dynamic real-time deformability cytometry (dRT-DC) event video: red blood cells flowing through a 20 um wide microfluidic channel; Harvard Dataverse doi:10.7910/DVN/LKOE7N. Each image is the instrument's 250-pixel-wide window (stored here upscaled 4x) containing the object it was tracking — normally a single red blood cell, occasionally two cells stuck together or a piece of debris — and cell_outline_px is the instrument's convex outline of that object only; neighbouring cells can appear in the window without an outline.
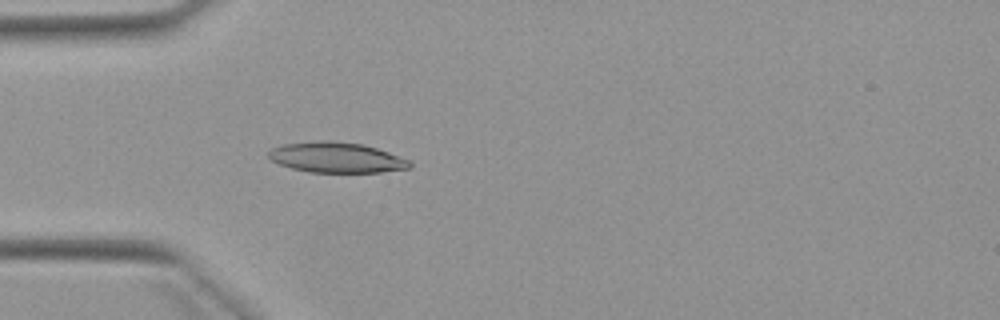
{"species": "Egyptian fruit bat (a non-hibernating species)", "species_latin": "Rousettus aegyptiacus", "temperature_condition": "warm", "stored_images_in_passage": 3, "camera_frame_rate_fps": 3000, "um_per_image_px": 0.085, "animal": {"sex": "female"}, "frame": {"image": 1, "passage_image": 3, "time_ms": 2.333, "image_size_px": [1000, 320], "cell_outline_px": [[412, 168], [380, 172], [308, 172], [292, 168], [280, 164], [272, 160], [268, 156], [268, 152], [272, 148], [284, 144], [320, 140], [328, 140], [364, 144], [412, 160]], "centroid_in_image_um": [28.64, 13.38], "position_along_channel_um": 56.4, "area_um2": 25.09}}